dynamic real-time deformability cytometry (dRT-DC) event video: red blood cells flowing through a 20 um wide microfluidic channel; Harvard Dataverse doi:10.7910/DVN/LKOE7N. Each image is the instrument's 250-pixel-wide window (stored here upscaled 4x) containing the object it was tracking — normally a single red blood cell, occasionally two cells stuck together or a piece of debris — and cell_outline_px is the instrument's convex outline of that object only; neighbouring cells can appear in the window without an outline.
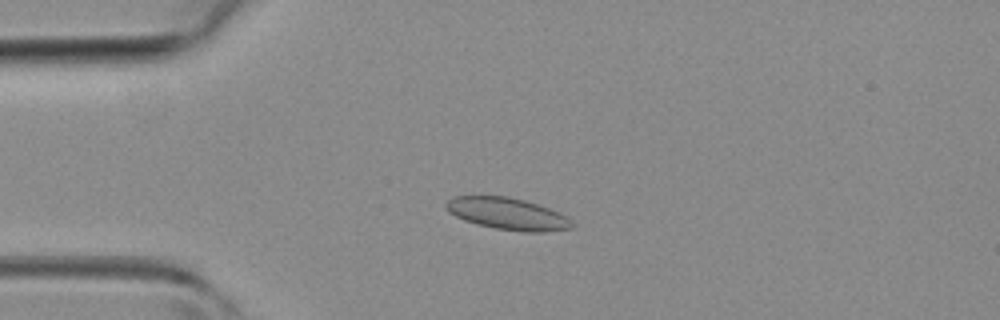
{"species": "common noctule bat (a hibernating species)", "species_latin": "Nyctalus noctula", "temperature_condition": "room temperature", "stored_images_in_passage": 43, "camera_frame_rate_fps": 3000, "um_per_image_px": 0.085, "animal": {"sex": "female", "body_mass_g": 19.3, "forearm_length_mm": 54.1}, "frame": {"image": 1, "passage_image": 10, "time_ms": 3.0, "image_size_px": [1000, 320], "cell_outline_px": [[576, 224], [572, 228], [544, 232], [524, 232], [496, 228], [476, 224], [464, 220], [448, 212], [444, 208], [444, 204], [452, 196], [508, 196], [524, 200], [560, 212], [568, 216]], "centroid_in_image_um": [43.15, 18.17], "position_along_channel_um": 41.8, "area_um2": 23.64}}
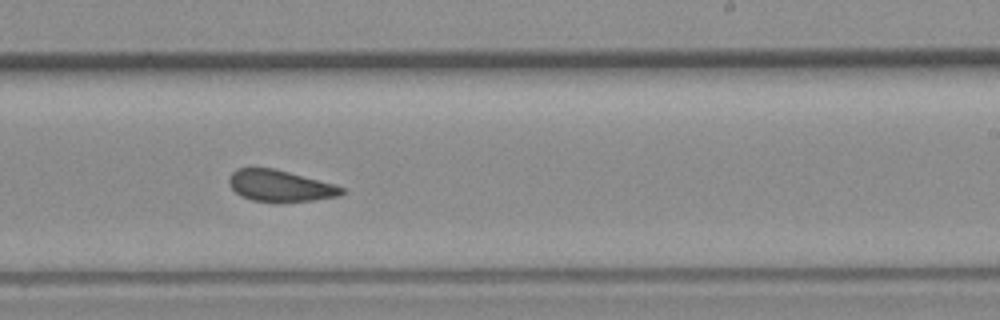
{"frame": {"image": 2, "passage_image": 26, "time_ms": 8.333, "image_size_px": [1000, 320], "cell_outline_px": [[344, 192], [340, 196], [284, 204], [252, 200], [236, 192], [228, 184], [228, 176], [236, 168], [272, 168], [288, 172], [332, 184], [344, 188]], "centroid_in_image_um": [23.78, 15.82], "position_along_channel_um": 265.2, "area_um2": 20.75}}
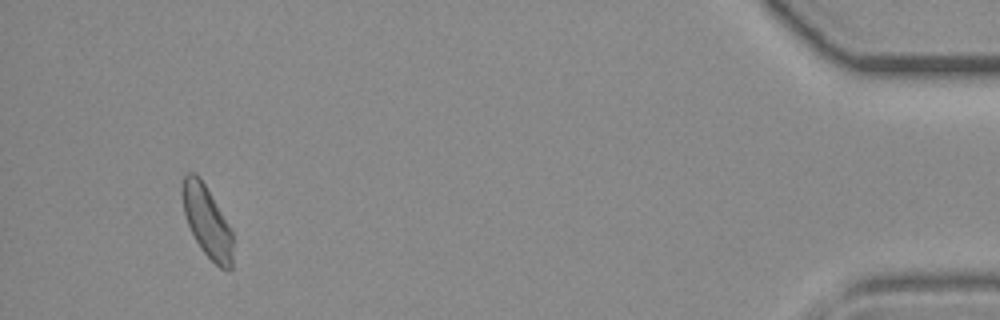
{"frame": {"image": 3, "passage_image": 41, "time_ms": 13.333, "image_size_px": [1000, 320], "cell_outline_px": [[232, 268], [228, 272], [220, 268], [204, 252], [196, 240], [188, 224], [184, 212], [180, 192], [180, 188], [184, 176], [188, 172], [196, 172], [200, 176], [228, 224], [232, 232]], "centroid_in_image_um": [17.57, 18.79], "position_along_channel_um": 417.6, "area_um2": 20.92}}